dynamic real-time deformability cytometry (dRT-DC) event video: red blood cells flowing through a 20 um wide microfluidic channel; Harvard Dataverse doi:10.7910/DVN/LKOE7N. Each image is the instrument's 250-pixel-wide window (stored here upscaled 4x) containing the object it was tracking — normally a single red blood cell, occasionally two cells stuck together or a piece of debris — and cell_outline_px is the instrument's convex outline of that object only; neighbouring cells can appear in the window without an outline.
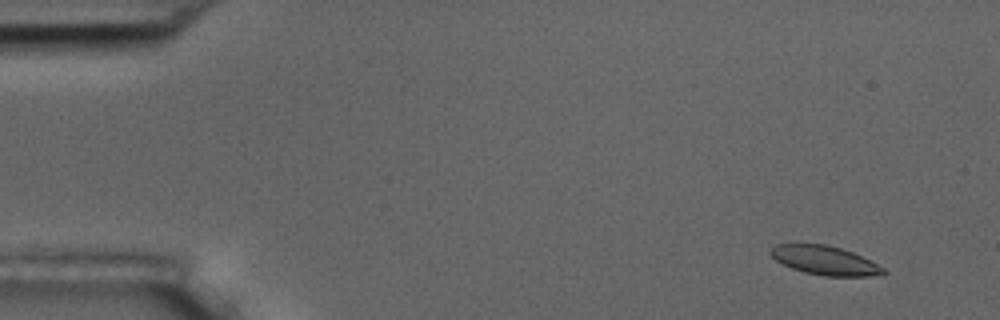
{"species": "common noctule bat (a hibernating species)", "species_latin": "Nyctalus noctula", "temperature_condition": "room temperature", "stored_images_in_passage": 10, "camera_frame_rate_fps": 3000, "um_per_image_px": 0.085, "animal": {"sex": "male", "body_mass_g": 17.5, "forearm_length_mm": 52.3}, "frame": {"image": 1, "passage_image": 1, "time_ms": 0.0, "image_size_px": [1000, 320], "cell_outline_px": [[888, 272], [872, 276], [824, 276], [804, 272], [792, 268], [776, 260], [768, 252], [776, 244], [824, 244], [840, 248], [852, 252], [884, 268]], "centroid_in_image_um": [70.09, 22.14], "position_along_channel_um": 14.9, "area_um2": 18.73}}
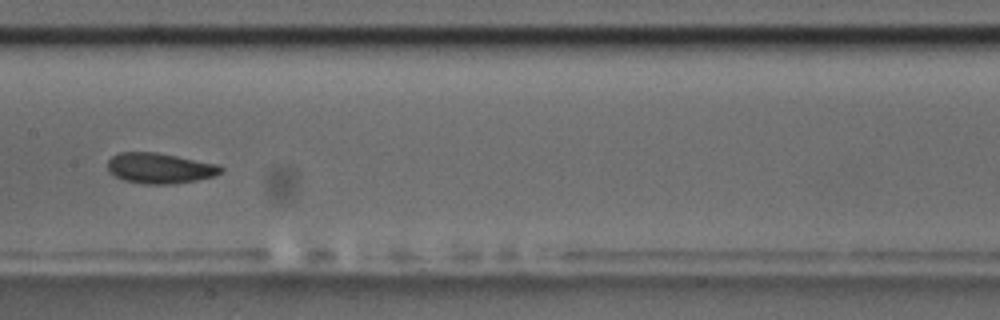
{"frame": {"image": 2, "passage_image": 8, "time_ms": 8.0, "image_size_px": [1000, 320], "cell_outline_px": [[224, 168], [216, 176], [196, 180], [172, 184], [144, 184], [124, 180], [108, 172], [108, 160], [112, 156], [120, 152], [156, 152], [220, 164]], "centroid_in_image_um": [13.6, 14.29], "position_along_channel_um": 193.8, "area_um2": 20.23}}
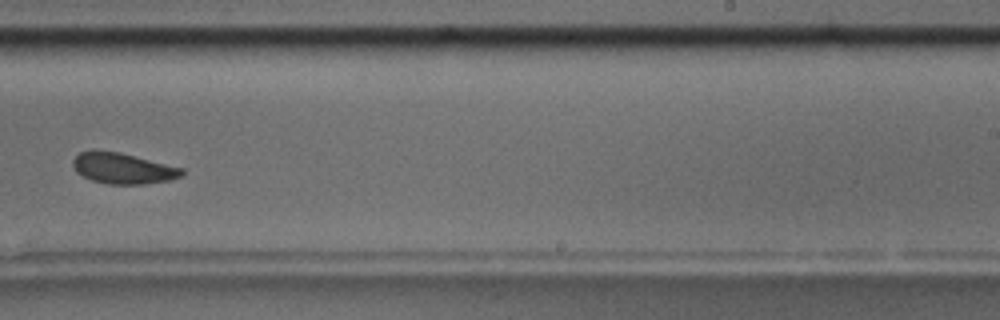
{"frame": {"image": 3, "passage_image": 10, "time_ms": 10.333, "image_size_px": [1000, 320], "cell_outline_px": [[184, 172], [180, 176], [172, 180], [144, 184], [108, 184], [92, 180], [76, 172], [72, 164], [72, 160], [80, 152], [92, 148], [96, 148], [120, 152], [184, 168]], "centroid_in_image_um": [10.42, 14.28], "position_along_channel_um": 278.6, "area_um2": 19.94}}